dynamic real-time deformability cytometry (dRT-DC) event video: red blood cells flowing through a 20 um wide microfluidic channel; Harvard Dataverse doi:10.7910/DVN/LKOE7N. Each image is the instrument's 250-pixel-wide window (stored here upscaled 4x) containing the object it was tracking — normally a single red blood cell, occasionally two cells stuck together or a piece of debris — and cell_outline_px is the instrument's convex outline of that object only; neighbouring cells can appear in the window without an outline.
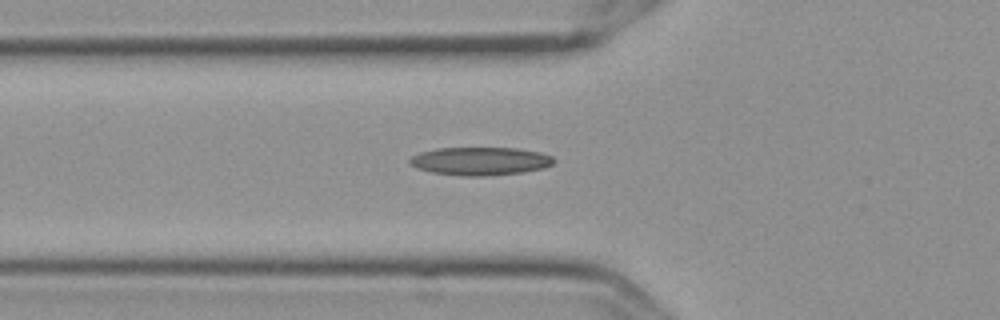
{"species": "Egyptian fruit bat (a non-hibernating species)", "species_latin": "Rousettus aegyptiacus", "temperature_condition": "cold", "stored_images_in_passage": 39, "segment_of_instrument_passage": [1, 2], "camera_frame_rate_fps": 3000, "um_per_image_px": 0.085, "frame": {"image": 1, "passage_image": 2, "time_ms": 0.333, "image_size_px": [1000, 320], "cell_outline_px": [[556, 160], [552, 164], [544, 168], [524, 172], [484, 176], [460, 176], [432, 172], [416, 168], [408, 164], [408, 160], [412, 156], [420, 152], [436, 148], [516, 148], [540, 152], [552, 156]], "centroid_in_image_um": [40.8, 13.7], "position_along_channel_um": 85.0, "area_um2": 23.81}}
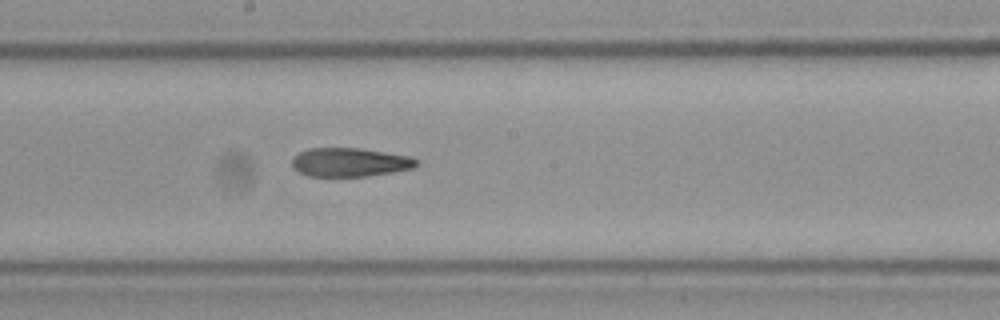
{"frame": {"image": 2, "passage_image": 13, "time_ms": 4.0, "image_size_px": [1000, 320], "cell_outline_px": [[420, 164], [412, 168], [392, 172], [368, 176], [308, 176], [300, 172], [292, 164], [292, 156], [308, 148], [360, 148], [412, 156], [420, 160]], "centroid_in_image_um": [29.79, 13.78], "position_along_channel_um": 218.4, "area_um2": 20.98}}
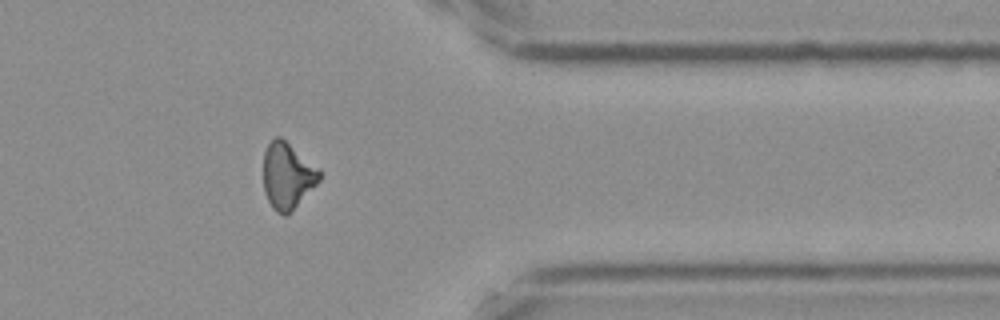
{"frame": {"image": 3, "passage_image": 28, "time_ms": 9.0, "image_size_px": [1000, 320], "cell_outline_px": [[320, 180], [288, 216], [284, 216], [276, 212], [272, 208], [264, 192], [264, 152], [268, 144], [276, 136], [280, 136], [320, 168]], "centroid_in_image_um": [24.44, 14.96], "position_along_channel_um": 387.0, "area_um2": 21.79}}